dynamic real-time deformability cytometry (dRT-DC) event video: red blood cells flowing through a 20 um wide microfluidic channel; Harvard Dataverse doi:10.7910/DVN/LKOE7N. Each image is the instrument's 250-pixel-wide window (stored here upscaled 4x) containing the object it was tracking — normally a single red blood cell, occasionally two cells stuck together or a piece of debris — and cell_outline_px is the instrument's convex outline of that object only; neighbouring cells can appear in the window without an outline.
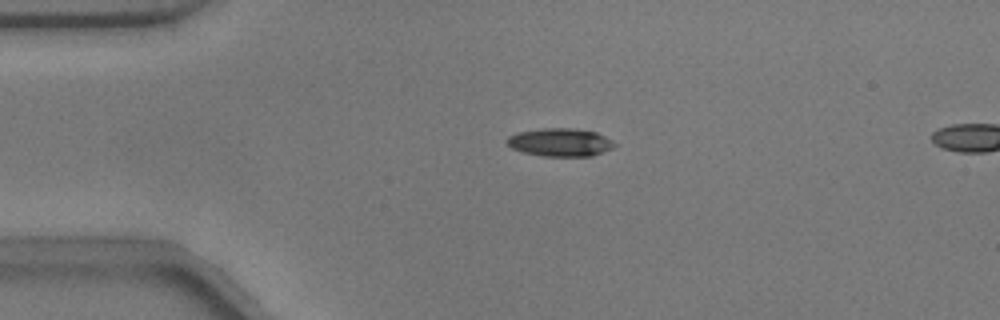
{"species": "common noctule bat (a hibernating species)", "species_latin": "Nyctalus noctula", "temperature_condition": "warm", "stored_images_in_passage": 5, "camera_frame_rate_fps": 3000, "um_per_image_px": 0.085, "animal": {"sex": "male", "body_mass_g": 17.9}, "frame": {"image": 1, "passage_image": 2, "time_ms": 0.333, "image_size_px": [1000, 320], "cell_outline_px": [[616, 144], [612, 148], [592, 156], [544, 156], [524, 152], [512, 148], [504, 140], [508, 136], [516, 132], [540, 128], [572, 128], [596, 132], [612, 140]], "centroid_in_image_um": [47.58, 12.08], "position_along_channel_um": 37.4, "area_um2": 17.63}}